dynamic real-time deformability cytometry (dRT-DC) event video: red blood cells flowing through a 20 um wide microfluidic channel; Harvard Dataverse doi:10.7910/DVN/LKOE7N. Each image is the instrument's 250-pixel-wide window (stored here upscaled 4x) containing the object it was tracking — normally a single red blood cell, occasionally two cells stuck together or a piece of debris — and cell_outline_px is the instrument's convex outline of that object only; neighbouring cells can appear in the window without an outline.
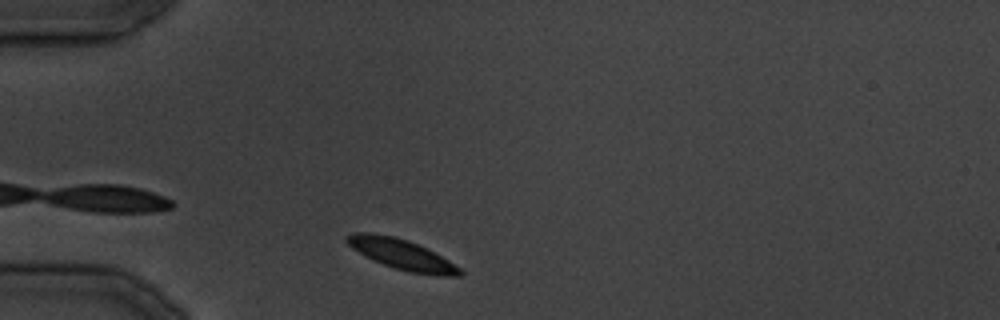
{"species": "common noctule bat (a hibernating species)", "species_latin": "Nyctalus noctula", "temperature_condition": "cold", "stored_images_in_passage": 10, "camera_frame_rate_fps": 3000, "um_per_image_px": 0.085, "animal": {"sex": "male", "body_mass_g": 19.5, "forearm_length_mm": 54.6}, "frame": {"image": 1, "passage_image": 2, "time_ms": 1.333, "image_size_px": [1000, 320], "cell_outline_px": [[464, 276], [440, 276], [408, 272], [384, 264], [352, 248], [344, 240], [344, 236], [352, 232], [372, 232], [396, 236], [408, 240], [448, 260], [460, 268], [464, 272]], "centroid_in_image_um": [34.14, 21.61], "position_along_channel_um": 50.9, "area_um2": 19.77}}
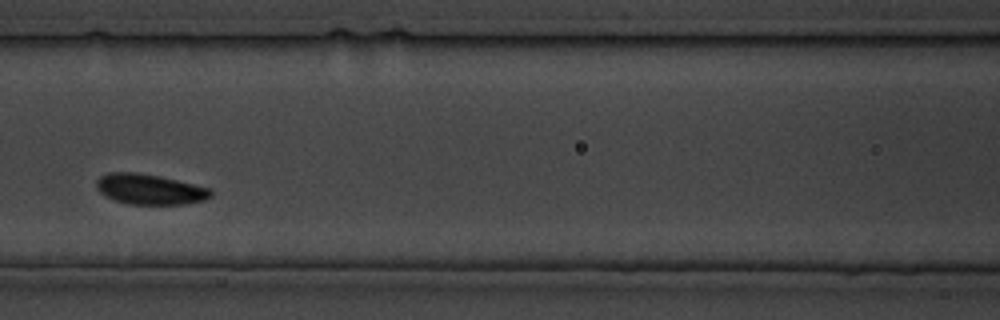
{"frame": {"image": 2, "passage_image": 9, "time_ms": 9.333, "image_size_px": [1000, 320], "cell_outline_px": [[212, 196], [204, 200], [184, 204], [128, 204], [116, 200], [100, 192], [96, 188], [96, 180], [100, 176], [108, 172], [136, 172], [160, 176], [212, 188]], "centroid_in_image_um": [12.74, 16.07], "position_along_channel_um": 153.9, "area_um2": 20.29}}